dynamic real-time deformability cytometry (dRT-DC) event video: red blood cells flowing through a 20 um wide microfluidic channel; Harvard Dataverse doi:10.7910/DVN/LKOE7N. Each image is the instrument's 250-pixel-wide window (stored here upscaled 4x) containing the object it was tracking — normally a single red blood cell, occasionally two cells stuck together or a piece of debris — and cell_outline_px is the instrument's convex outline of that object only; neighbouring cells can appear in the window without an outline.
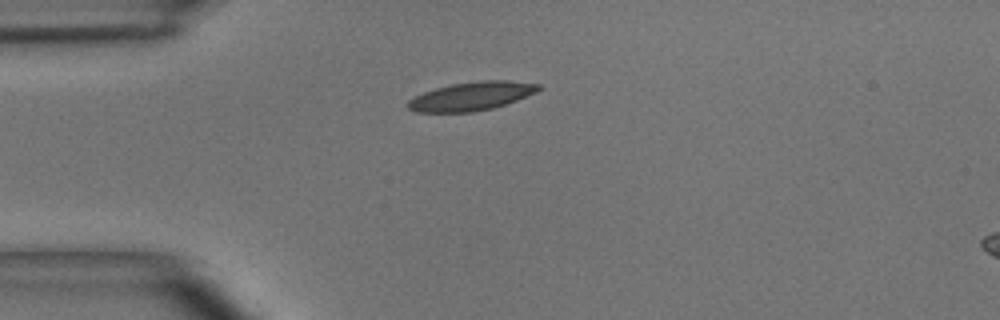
{"species": "common noctule bat (a hibernating species)", "species_latin": "Nyctalus noctula", "temperature_condition": "room temperature", "stored_images_in_passage": 1, "camera_frame_rate_fps": 3000, "um_per_image_px": 0.085, "animal": {"sex": "male", "body_mass_g": 15.6}, "frame": {"image": 1, "passage_image": 1, "time_ms": 0.0, "image_size_px": [1000, 320], "cell_outline_px": [[544, 88], [536, 92], [516, 100], [492, 108], [472, 112], [416, 112], [408, 108], [408, 100], [424, 92], [436, 88], [452, 84], [480, 80], [508, 80], [540, 84]], "centroid_in_image_um": [40.1, 8.17], "position_along_channel_um": 44.9, "area_um2": 21.62}}